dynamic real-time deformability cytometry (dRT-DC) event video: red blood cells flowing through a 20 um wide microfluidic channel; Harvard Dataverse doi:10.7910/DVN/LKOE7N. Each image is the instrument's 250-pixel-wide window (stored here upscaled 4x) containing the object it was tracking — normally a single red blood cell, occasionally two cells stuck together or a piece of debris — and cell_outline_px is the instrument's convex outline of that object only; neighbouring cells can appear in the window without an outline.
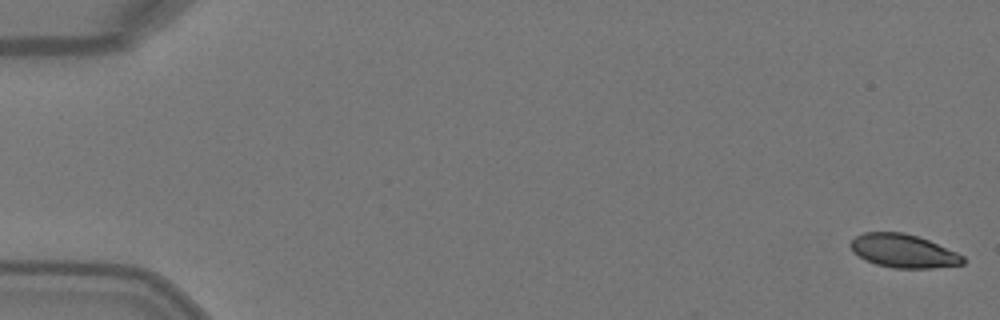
{"species": "Egyptian fruit bat (a non-hibernating species)", "species_latin": "Rousettus aegyptiacus", "temperature_condition": "warm", "stored_images_in_passage": 4, "camera_frame_rate_fps": 3000, "um_per_image_px": 0.085, "animal": {"sex": "female"}, "frame": {"image": 1, "passage_image": 1, "time_ms": 0.0, "image_size_px": [1000, 320], "cell_outline_px": [[964, 264], [932, 268], [892, 268], [876, 264], [864, 260], [852, 252], [848, 244], [856, 236], [864, 232], [904, 232], [928, 240], [956, 252], [964, 256]], "centroid_in_image_um": [76.74, 21.33], "position_along_channel_um": 8.3, "area_um2": 21.96}}
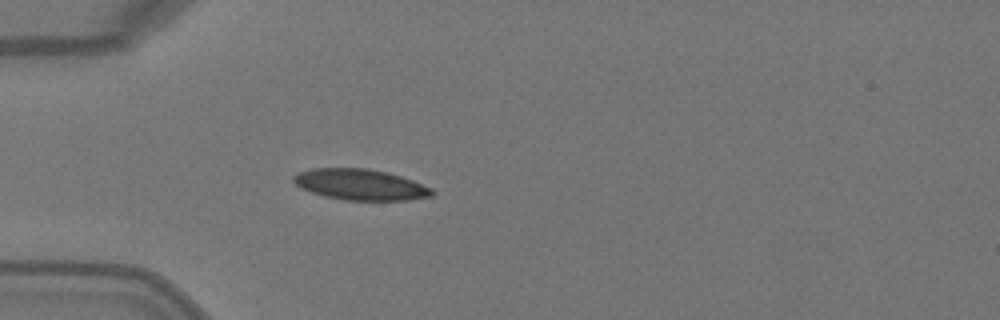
{"frame": {"image": 2, "passage_image": 4, "time_ms": 1.0, "image_size_px": [1000, 320], "cell_outline_px": [[436, 192], [432, 196], [408, 200], [344, 200], [324, 196], [300, 188], [292, 180], [292, 176], [300, 172], [312, 168], [368, 168], [388, 172], [412, 180], [432, 188]], "centroid_in_image_um": [30.64, 15.69], "position_along_channel_um": 54.4, "area_um2": 25.03}}